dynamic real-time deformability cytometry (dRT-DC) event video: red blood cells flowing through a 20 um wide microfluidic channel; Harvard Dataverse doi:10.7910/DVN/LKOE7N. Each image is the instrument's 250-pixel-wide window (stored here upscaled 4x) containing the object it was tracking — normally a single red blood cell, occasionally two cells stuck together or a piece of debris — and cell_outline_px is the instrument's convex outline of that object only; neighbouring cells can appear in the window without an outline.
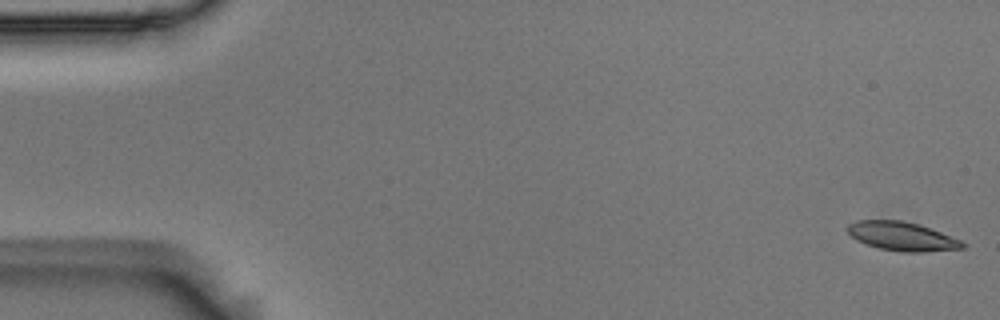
{"species": "Egyptian fruit bat (a non-hibernating species)", "species_latin": "Rousettus aegyptiacus", "temperature_condition": "room temperature", "stored_images_in_passage": 5, "camera_frame_rate_fps": 3000, "um_per_image_px": 0.085, "animal": {"sex": "male"}, "frame": {"image": 1, "passage_image": 1, "time_ms": 0.0, "image_size_px": [1000, 320], "cell_outline_px": [[968, 244], [964, 248], [924, 252], [900, 252], [880, 248], [856, 240], [844, 228], [848, 224], [856, 220], [900, 220], [916, 224], [940, 232], [960, 240]], "centroid_in_image_um": [76.65, 20.09], "position_along_channel_um": 8.4, "area_um2": 19.19}}
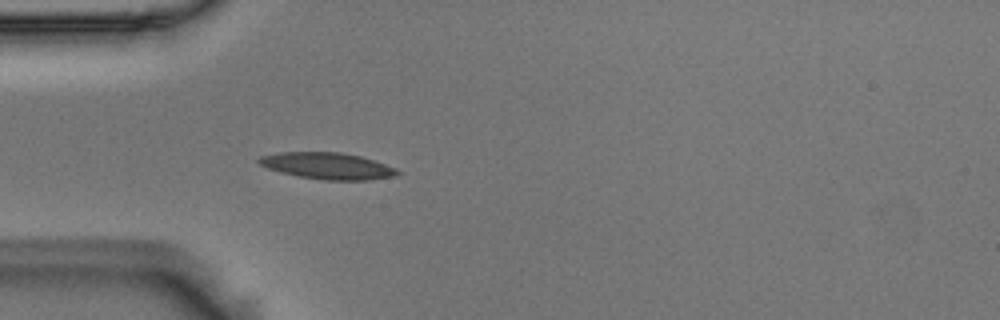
{"frame": {"image": 2, "passage_image": 5, "time_ms": 1.333, "image_size_px": [1000, 320], "cell_outline_px": [[400, 172], [396, 176], [368, 180], [324, 180], [300, 176], [280, 172], [268, 168], [260, 164], [256, 160], [260, 156], [280, 152], [340, 152], [360, 156], [376, 160], [396, 168]], "centroid_in_image_um": [27.86, 14.09], "position_along_channel_um": 57.1, "area_um2": 21.44}}